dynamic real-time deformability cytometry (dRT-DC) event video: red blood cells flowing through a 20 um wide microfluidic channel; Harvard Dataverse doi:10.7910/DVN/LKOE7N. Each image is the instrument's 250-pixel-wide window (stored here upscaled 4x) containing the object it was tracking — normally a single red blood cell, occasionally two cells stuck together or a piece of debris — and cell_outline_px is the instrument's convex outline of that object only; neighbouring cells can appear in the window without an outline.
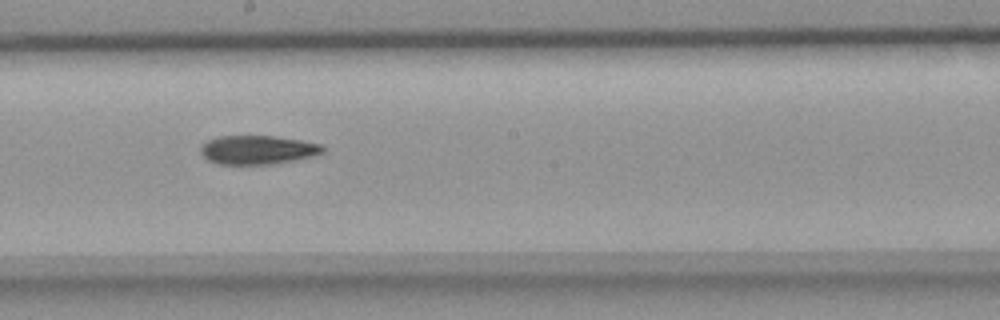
{"species": "common noctule bat (a hibernating species)", "species_latin": "Nyctalus noctula", "temperature_condition": "room temperature", "stored_images_in_passage": 33, "camera_frame_rate_fps": 3000, "um_per_image_px": 0.085, "animal": {"sex": "female", "body_mass_g": 18.4}, "frame": {"image": 1, "passage_image": 15, "time_ms": 4.667, "image_size_px": [1000, 320], "cell_outline_px": [[324, 152], [312, 156], [272, 164], [220, 164], [208, 160], [200, 152], [200, 148], [208, 140], [220, 136], [276, 136], [324, 144]], "centroid_in_image_um": [21.92, 12.73], "position_along_channel_um": 226.3, "area_um2": 20.4}}
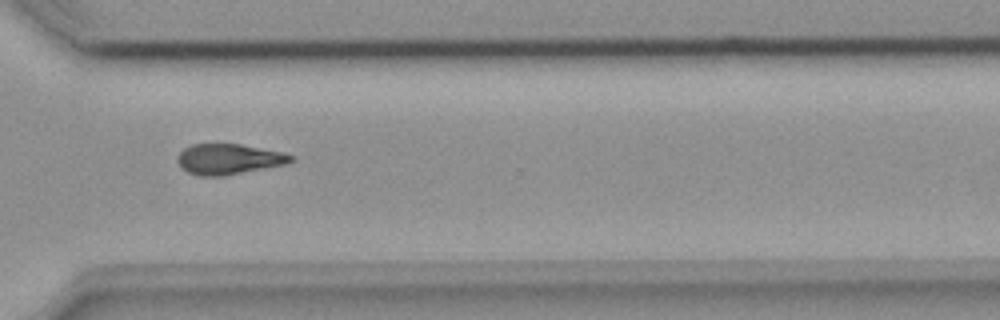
{"frame": {"image": 2, "passage_image": 24, "time_ms": 7.667, "image_size_px": [1000, 320], "cell_outline_px": [[296, 160], [288, 164], [224, 176], [200, 176], [188, 172], [176, 160], [176, 156], [184, 148], [192, 144], [240, 144], [284, 152], [296, 156]], "centroid_in_image_um": [19.51, 13.52], "position_along_channel_um": 351.1, "area_um2": 20.4}}